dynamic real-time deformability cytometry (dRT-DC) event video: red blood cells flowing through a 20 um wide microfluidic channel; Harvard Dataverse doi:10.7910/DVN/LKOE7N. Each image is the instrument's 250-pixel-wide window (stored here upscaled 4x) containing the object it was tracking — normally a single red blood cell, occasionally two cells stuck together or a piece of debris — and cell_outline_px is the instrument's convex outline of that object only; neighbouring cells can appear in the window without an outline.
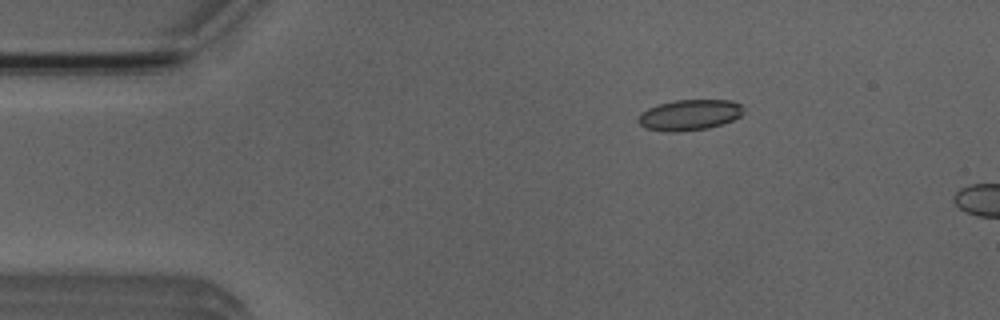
{"species": "Egyptian fruit bat (a non-hibernating species)", "species_latin": "Rousettus aegyptiacus", "temperature_condition": "room temperature", "stored_images_in_passage": 6, "camera_frame_rate_fps": 3000, "um_per_image_px": 0.085, "animal": {"sex": "male"}, "frame": {"image": 1, "passage_image": 2, "time_ms": 0.333, "image_size_px": [1000, 320], "cell_outline_px": [[740, 116], [732, 120], [708, 128], [676, 132], [668, 132], [644, 128], [636, 120], [640, 112], [648, 108], [660, 104], [676, 100], [732, 100], [740, 104]], "centroid_in_image_um": [58.53, 9.77], "position_along_channel_um": 26.5, "area_um2": 18.67}}